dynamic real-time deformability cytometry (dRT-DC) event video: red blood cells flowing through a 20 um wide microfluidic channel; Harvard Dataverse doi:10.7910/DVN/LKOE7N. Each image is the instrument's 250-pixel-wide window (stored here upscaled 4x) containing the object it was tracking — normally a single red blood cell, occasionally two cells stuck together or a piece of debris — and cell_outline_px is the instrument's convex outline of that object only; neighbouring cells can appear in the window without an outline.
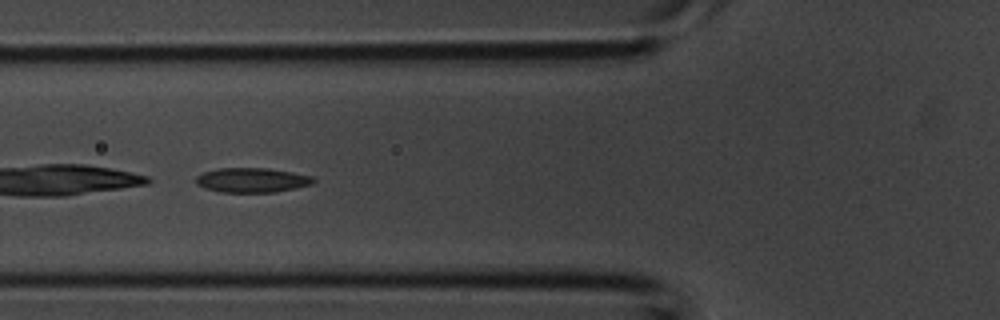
{"species": "common noctule bat (a hibernating species)", "species_latin": "Nyctalus noctula", "temperature_condition": "room temperature", "stored_images_in_passage": 4, "camera_frame_rate_fps": 3000, "um_per_image_px": 0.085, "animal": {"sex": "male", "body_mass_g": 20.1, "forearm_length_mm": 53.5}, "frame": {"image": 1, "passage_image": 3, "time_ms": 0.667, "image_size_px": [1000, 320], "cell_outline_px": [[316, 180], [312, 184], [296, 188], [276, 192], [220, 192], [204, 188], [196, 184], [196, 176], [204, 172], [220, 168], [268, 168], [292, 172], [312, 176]], "centroid_in_image_um": [21.42, 15.31], "position_along_channel_um": 104.4, "area_um2": 16.88}}
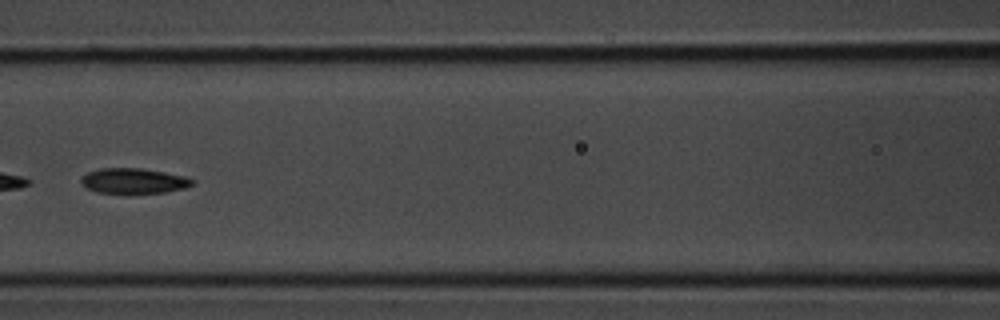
{"frame": {"image": 2, "passage_image": 4, "time_ms": 1.0, "image_size_px": [1000, 320], "cell_outline_px": [[196, 180], [192, 184], [184, 188], [164, 192], [96, 192], [88, 188], [80, 180], [88, 172], [100, 168], [140, 168], [188, 176]], "centroid_in_image_um": [11.41, 15.35], "position_along_channel_um": 155.2, "area_um2": 16.01}}